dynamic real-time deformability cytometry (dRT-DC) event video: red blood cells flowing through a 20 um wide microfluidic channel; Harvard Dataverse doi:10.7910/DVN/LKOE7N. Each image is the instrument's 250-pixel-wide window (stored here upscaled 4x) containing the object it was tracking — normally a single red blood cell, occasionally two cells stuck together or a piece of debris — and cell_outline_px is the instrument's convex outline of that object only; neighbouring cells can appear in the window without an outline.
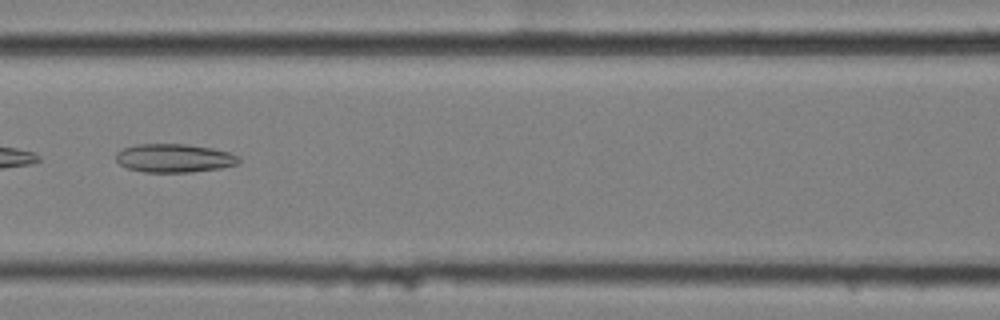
{"species": "common noctule bat (a hibernating species)", "species_latin": "Nyctalus noctula", "temperature_condition": "cold", "stored_images_in_passage": 7, "camera_frame_rate_fps": 3000, "um_per_image_px": 0.085, "animal": {"sex": "female", "body_mass_g": 25.1}, "frame": {"image": 1, "passage_image": 5, "time_ms": 1.333, "image_size_px": [1000, 320], "cell_outline_px": [[240, 160], [236, 164], [220, 168], [192, 172], [144, 172], [128, 168], [120, 164], [116, 160], [116, 152], [124, 148], [136, 144], [188, 144], [212, 148], [228, 152], [240, 156]], "centroid_in_image_um": [14.8, 13.43], "position_along_channel_um": 151.8, "area_um2": 20.4}}
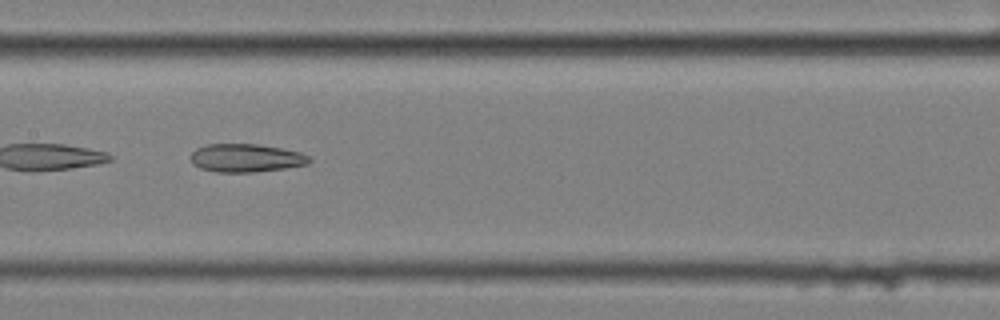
{"frame": {"image": 2, "passage_image": 6, "time_ms": 1.667, "image_size_px": [1000, 320], "cell_outline_px": [[312, 160], [308, 164], [284, 168], [252, 172], [216, 172], [200, 168], [192, 164], [192, 152], [196, 148], [208, 144], [260, 144], [300, 152], [308, 156]], "centroid_in_image_um": [20.9, 13.42], "position_along_channel_um": 186.5, "area_um2": 19.42}}